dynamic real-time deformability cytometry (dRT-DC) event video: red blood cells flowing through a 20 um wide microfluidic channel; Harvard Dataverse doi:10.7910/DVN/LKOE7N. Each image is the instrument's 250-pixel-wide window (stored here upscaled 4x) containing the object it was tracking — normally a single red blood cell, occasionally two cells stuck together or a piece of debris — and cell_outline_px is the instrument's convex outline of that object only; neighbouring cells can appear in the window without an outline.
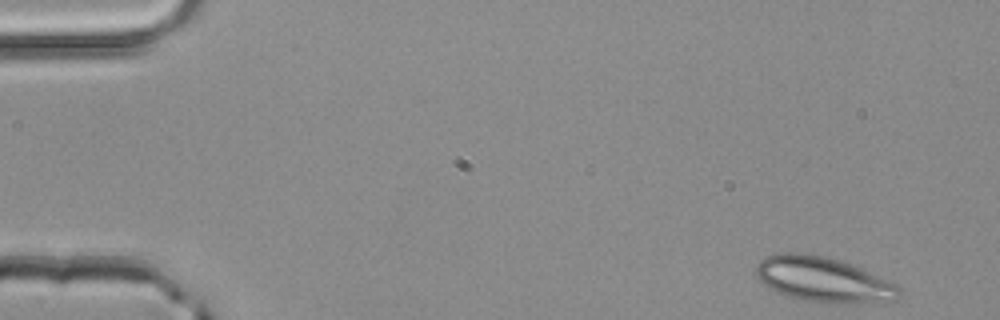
{"species": "common noctule bat (a hibernating species)", "species_latin": "Nyctalus noctula", "temperature_condition": "room temperature", "stored_images_in_passage": 48, "camera_frame_rate_fps": 3000, "um_per_image_px": 0.085, "animal": {"sex": "male", "body_mass_g": 20.4}, "frame": {"image": 1, "passage_image": 1, "time_ms": 0.0, "image_size_px": [1000, 320], "cell_outline_px": [[900, 292], [896, 300], [804, 300], [784, 296], [776, 292], [764, 284], [756, 276], [756, 264], [760, 260], [768, 256], [784, 252], [800, 252], [824, 256], [840, 260], [860, 268], [896, 284], [900, 288]], "centroid_in_image_um": [69.87, 23.69], "position_along_channel_um": 15.1, "area_um2": 36.13}}
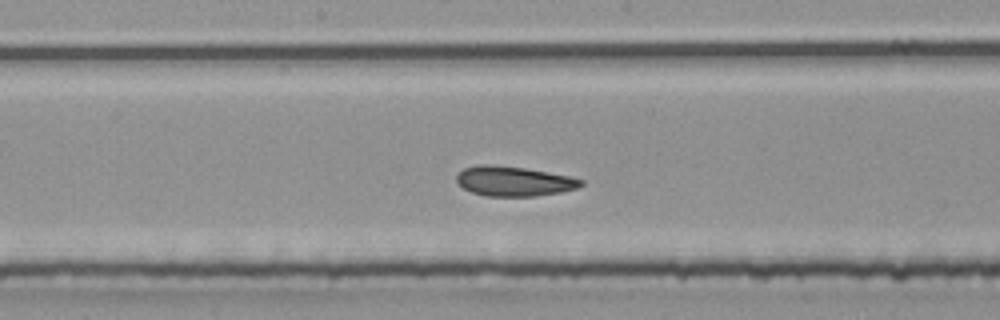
{"frame": {"image": 2, "passage_image": 24, "time_ms": 7.667, "image_size_px": [1000, 320], "cell_outline_px": [[584, 184], [576, 188], [560, 192], [536, 196], [484, 196], [472, 192], [464, 188], [456, 180], [456, 176], [464, 168], [480, 164], [492, 164], [524, 168], [548, 172], [568, 176], [584, 180]], "centroid_in_image_um": [43.67, 15.4], "position_along_channel_um": 204.5, "area_um2": 21.5}}
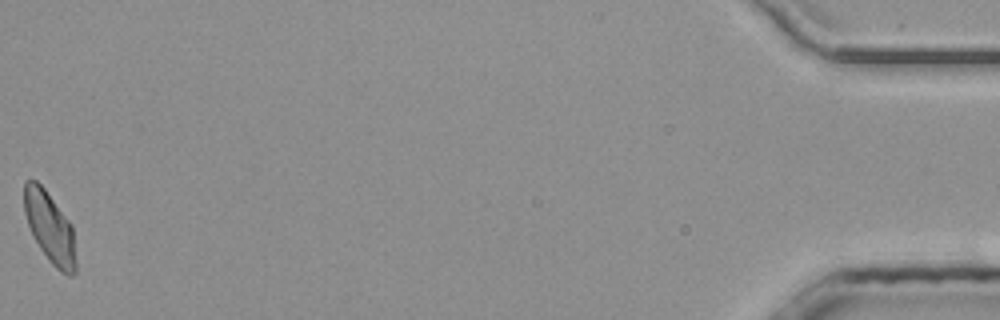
{"frame": {"image": 3, "passage_image": 48, "time_ms": 15.667, "image_size_px": [1000, 320], "cell_outline_px": [[76, 272], [72, 276], [68, 276], [60, 272], [48, 260], [32, 236], [24, 212], [24, 180], [36, 180], [44, 188], [72, 224], [76, 260]], "centroid_in_image_um": [4.24, 19.36], "position_along_channel_um": 431.0, "area_um2": 21.5}, "authors_computed_cell_mechanics": {"area_um2": 21.964, "velocity_mm_per_s": 4.138, "shape_relaxation_time_tau1_ms": null, "shape_relaxation_time_tau2_ms": 2.107, "deformation_change_tau1": null, "deformation_change_tau2": 0.0836}}